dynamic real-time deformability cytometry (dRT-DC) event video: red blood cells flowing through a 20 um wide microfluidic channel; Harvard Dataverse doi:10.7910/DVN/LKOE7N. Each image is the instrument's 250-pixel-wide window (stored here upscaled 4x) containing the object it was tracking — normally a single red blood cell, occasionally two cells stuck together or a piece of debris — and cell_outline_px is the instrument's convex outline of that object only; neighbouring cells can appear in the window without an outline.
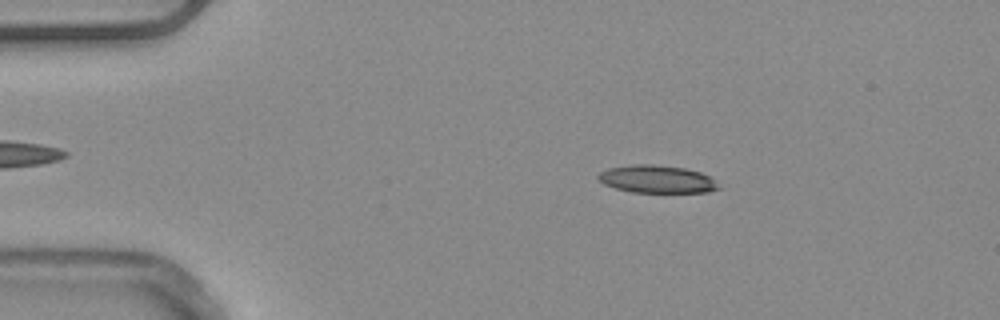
{"species": "common noctule bat (a hibernating species)", "species_latin": "Nyctalus noctula", "temperature_condition": "warm", "stored_images_in_passage": 51, "camera_frame_rate_fps": 3000, "um_per_image_px": 0.085, "animal": {"sex": "male", "body_mass_g": 20.4}, "frame": {"image": 1, "passage_image": 9, "time_ms": 2.667, "image_size_px": [1000, 320], "cell_outline_px": [[720, 188], [708, 192], [632, 192], [616, 188], [604, 184], [596, 176], [600, 172], [608, 168], [632, 164], [652, 164], [684, 168], [700, 172], [708, 176]], "centroid_in_image_um": [55.79, 15.22], "position_along_channel_um": 29.2, "area_um2": 19.19}}
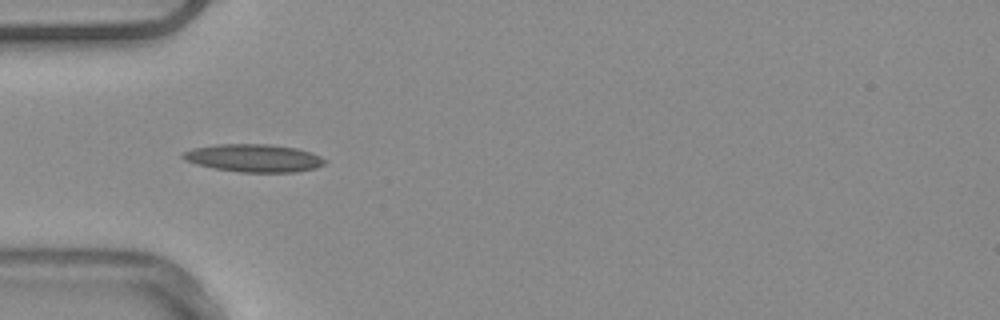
{"frame": {"image": 2, "passage_image": 16, "time_ms": 5.0, "image_size_px": [1000, 320], "cell_outline_px": [[328, 160], [324, 164], [316, 168], [296, 172], [240, 172], [212, 168], [196, 164], [184, 160], [180, 156], [184, 152], [192, 148], [216, 144], [268, 144], [296, 148], [312, 152]], "centroid_in_image_um": [21.57, 13.43], "position_along_channel_um": 63.4, "area_um2": 23.18}}
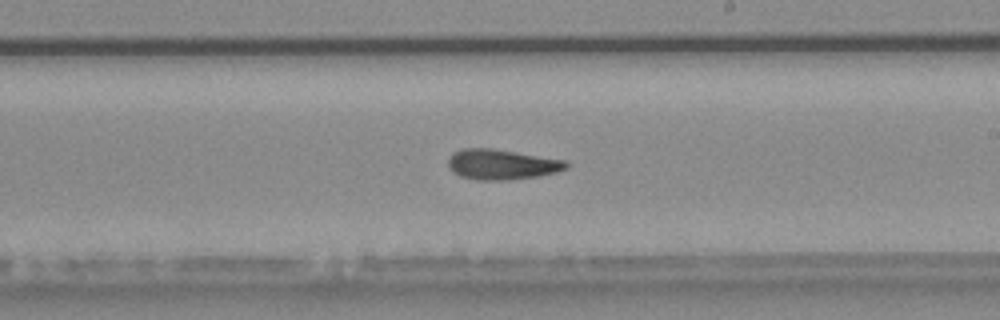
{"frame": {"image": 3, "passage_image": 30, "time_ms": 9.667, "image_size_px": [1000, 320], "cell_outline_px": [[568, 168], [556, 172], [536, 176], [508, 180], [476, 180], [460, 176], [452, 172], [448, 164], [448, 160], [460, 148], [492, 148], [564, 160], [568, 164]], "centroid_in_image_um": [42.63, 13.98], "position_along_channel_um": 246.4, "area_um2": 20.63}, "authors_computed_cell_mechanics": {"area_um2": 20.2878, "velocity_mm_per_s": 3.931, "shape_relaxation_time_tau1_ms": null, "shape_relaxation_time_tau2_ms": 5.8093, "deformation_change_tau1": null, "deformation_change_tau2": 0.1728}}